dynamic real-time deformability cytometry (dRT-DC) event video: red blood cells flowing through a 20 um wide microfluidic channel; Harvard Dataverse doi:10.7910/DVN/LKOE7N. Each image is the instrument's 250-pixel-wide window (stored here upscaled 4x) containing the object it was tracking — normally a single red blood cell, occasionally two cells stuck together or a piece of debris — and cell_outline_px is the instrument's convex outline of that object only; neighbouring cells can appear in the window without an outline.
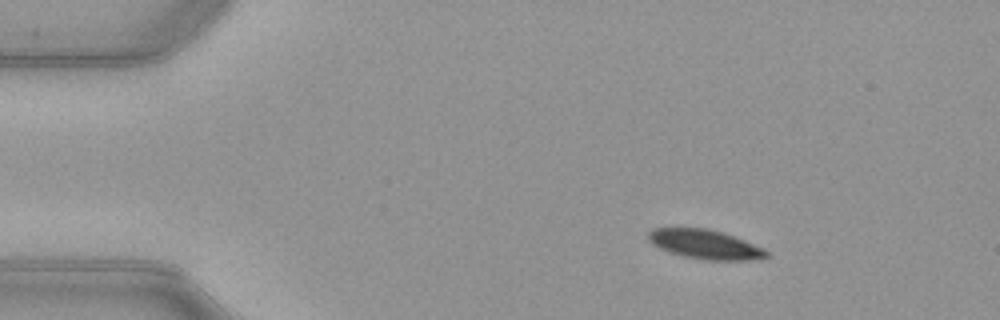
{"species": "common noctule bat (a hibernating species)", "species_latin": "Nyctalus noctula", "temperature_condition": "warm", "stored_images_in_passage": 52, "camera_frame_rate_fps": 3000, "um_per_image_px": 0.085, "animal": {"sex": "female", "body_mass_g": 21.9}, "frame": {"image": 1, "passage_image": 8, "time_ms": 2.333, "image_size_px": [1000, 320], "cell_outline_px": [[768, 256], [756, 260], [704, 260], [684, 256], [668, 252], [652, 244], [648, 240], [648, 232], [652, 228], [708, 228], [724, 232], [764, 248], [768, 252]], "centroid_in_image_um": [59.93, 20.77], "position_along_channel_um": 25.1, "area_um2": 20.29}}
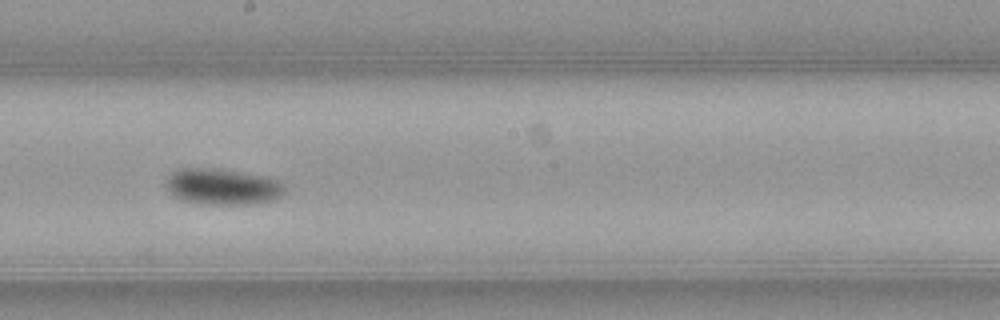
{"frame": {"image": 2, "passage_image": 29, "time_ms": 9.333, "image_size_px": [1000, 320], "cell_outline_px": [[284, 192], [276, 200], [252, 204], [204, 204], [180, 200], [164, 184], [168, 176], [172, 172], [180, 168], [220, 168], [268, 176], [284, 184]], "centroid_in_image_um": [18.93, 15.85], "position_along_channel_um": 229.3, "area_um2": 25.26}}
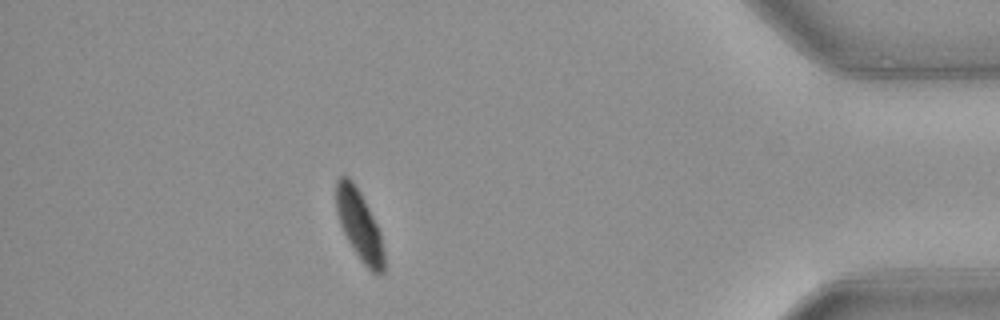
{"frame": {"image": 3, "passage_image": 46, "time_ms": 15.0, "image_size_px": [1000, 320], "cell_outline_px": [[384, 272], [380, 276], [376, 276], [360, 260], [352, 248], [340, 224], [336, 212], [336, 180], [340, 176], [348, 176], [352, 180], [360, 192], [380, 232], [384, 252]], "centroid_in_image_um": [30.54, 19.17], "position_along_channel_um": 404.7, "area_um2": 19.48}, "authors_computed_cell_mechanics": {"area_um2": 21.8484, "velocity_mm_per_s": 3.9599, "shape_relaxation_time_tau1_ms": 2.7144, "shape_relaxation_time_tau2_ms": null, "deformation_change_tau1": 0.12, "deformation_change_tau2": null}}